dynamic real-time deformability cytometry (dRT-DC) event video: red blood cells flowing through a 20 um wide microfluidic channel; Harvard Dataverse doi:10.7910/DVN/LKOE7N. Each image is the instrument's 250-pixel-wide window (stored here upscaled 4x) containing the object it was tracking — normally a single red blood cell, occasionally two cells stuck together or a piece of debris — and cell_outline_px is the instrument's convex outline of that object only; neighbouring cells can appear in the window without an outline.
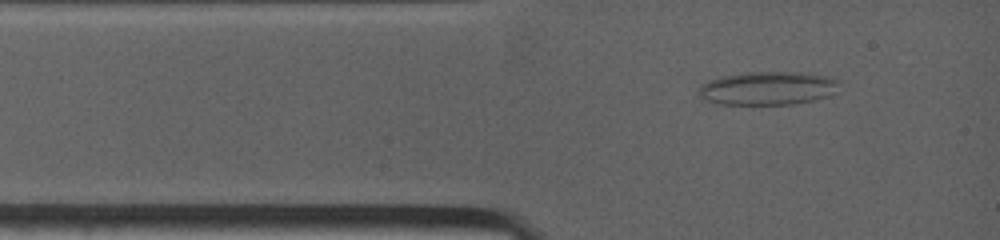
{"species": "common noctule bat (a hibernating species)", "species_latin": "Nyctalus noctula", "temperature_condition": "warm", "stored_images_in_passage": 27, "camera_frame_rate_fps": 4500, "um_per_image_px": 0.085, "animal": {"sex": "female", "body_mass_g": 19.0, "forearm_length_mm": 53.3}, "frame": {"image": 1, "passage_image": 1, "time_ms": 0.0, "image_size_px": [1000, 240], "cell_outline_px": [[832, 80], [828, 96], [812, 100], [792, 104], [716, 104], [700, 100], [700, 88], [704, 84], [712, 80], [724, 76], [748, 72], [792, 72], [824, 76]], "centroid_in_image_um": [65.07, 7.52], "position_along_channel_um": 19.9, "area_um2": 26.18}}
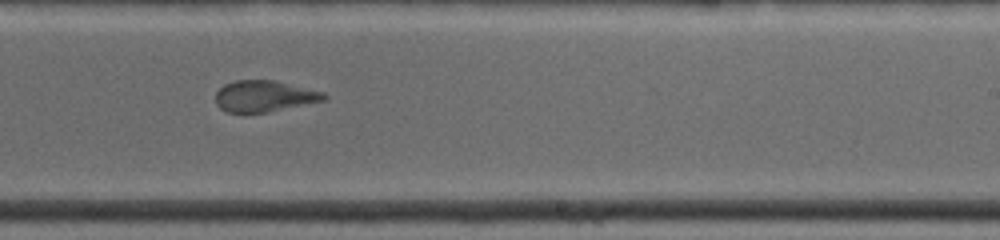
{"frame": {"image": 2, "passage_image": 13, "time_ms": 6.667, "image_size_px": [1000, 240], "cell_outline_px": [[328, 96], [324, 100], [268, 112], [244, 116], [228, 112], [220, 108], [216, 104], [216, 92], [224, 84], [236, 80], [272, 80], [324, 92]], "centroid_in_image_um": [22.4, 8.21], "position_along_channel_um": 266.6, "area_um2": 20.06}}
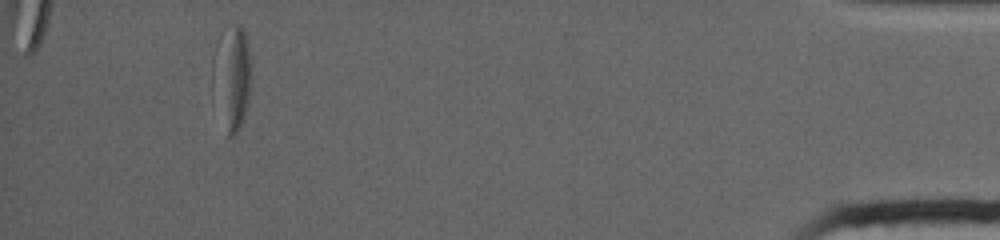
{"frame": {"image": 3, "passage_image": 27, "time_ms": 12.889, "image_size_px": [1000, 240], "cell_outline_px": [[248, 104], [244, 116], [236, 132], [232, 136], [228, 136], [212, 76], [212, 56], [216, 44], [220, 36], [228, 24], [240, 24], [244, 28], [248, 40]], "centroid_in_image_um": [19.7, 6.4], "position_along_channel_um": 415.5, "area_um2": 22.25}, "authors_computed_cell_mechanics": {"area_um2": 21.097, "velocity_mm_per_s": 3.9399, "shape_relaxation_time_tau1_ms": null, "shape_relaxation_time_tau2_ms": 2.1209, "deformation_change_tau1": null, "deformation_change_tau2": 0.0735}}